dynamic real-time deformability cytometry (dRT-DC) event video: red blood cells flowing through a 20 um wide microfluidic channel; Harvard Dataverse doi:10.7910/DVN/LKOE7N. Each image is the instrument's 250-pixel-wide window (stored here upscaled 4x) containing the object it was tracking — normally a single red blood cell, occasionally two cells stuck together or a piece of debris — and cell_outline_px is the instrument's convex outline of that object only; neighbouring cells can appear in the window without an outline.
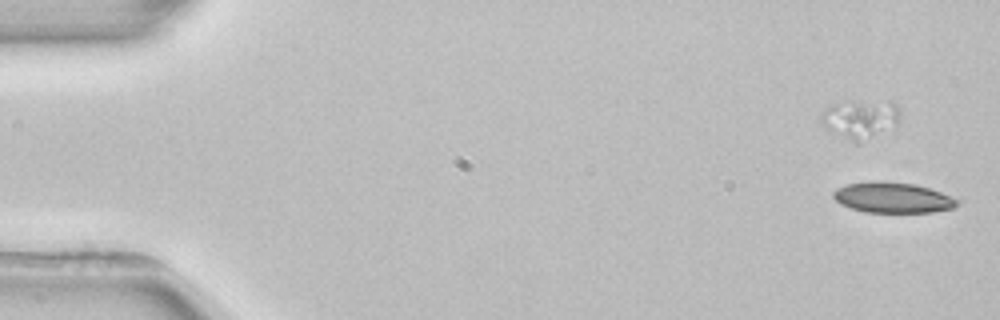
{"species": "common noctule bat (a hibernating species)", "species_latin": "Nyctalus noctula", "temperature_condition": "room temperature", "stored_images_in_passage": 3, "camera_frame_rate_fps": 3000, "um_per_image_px": 0.085, "animal": {"sex": "female", "body_mass_g": 22.7, "forearm_length_mm": 54.2}, "frame": {"image": 1, "passage_image": 1, "time_ms": 0.0, "image_size_px": [1000, 320], "cell_outline_px": [[960, 204], [952, 208], [932, 212], [864, 212], [840, 204], [832, 196], [832, 192], [836, 188], [848, 184], [876, 180], [880, 180], [916, 184], [940, 192], [960, 200]], "centroid_in_image_um": [75.87, 16.79], "position_along_channel_um": 9.1, "area_um2": 22.14}}